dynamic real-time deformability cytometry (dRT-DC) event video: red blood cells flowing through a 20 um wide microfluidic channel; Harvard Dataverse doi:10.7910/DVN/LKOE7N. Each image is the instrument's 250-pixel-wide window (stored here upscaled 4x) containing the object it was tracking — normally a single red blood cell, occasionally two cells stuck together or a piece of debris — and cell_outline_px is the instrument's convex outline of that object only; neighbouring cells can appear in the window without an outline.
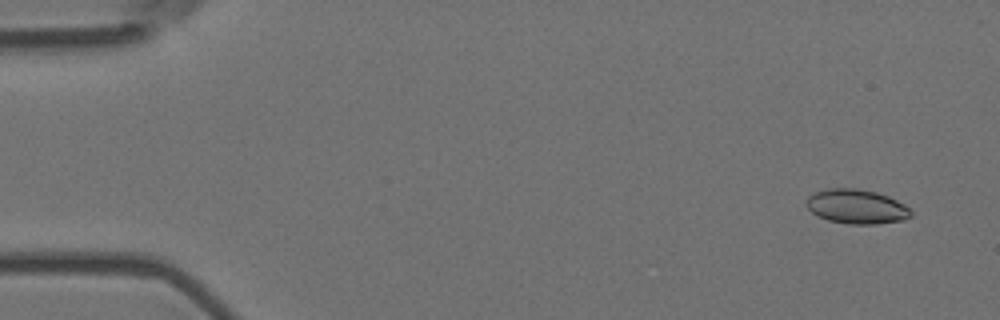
{"species": "Egyptian fruit bat (a non-hibernating species)", "species_latin": "Rousettus aegyptiacus", "temperature_condition": "room temperature", "stored_images_in_passage": 8, "camera_frame_rate_fps": 3000, "um_per_image_px": 0.085, "animal": {"sex": "female"}, "frame": {"image": 1, "passage_image": 1, "time_ms": 0.0, "image_size_px": [1000, 320], "cell_outline_px": [[912, 216], [904, 220], [876, 224], [848, 224], [828, 220], [816, 216], [804, 204], [804, 200], [812, 192], [828, 188], [856, 188], [876, 192], [888, 196], [904, 204], [912, 212]], "centroid_in_image_um": [72.76, 17.55], "position_along_channel_um": 12.2, "area_um2": 21.27}}
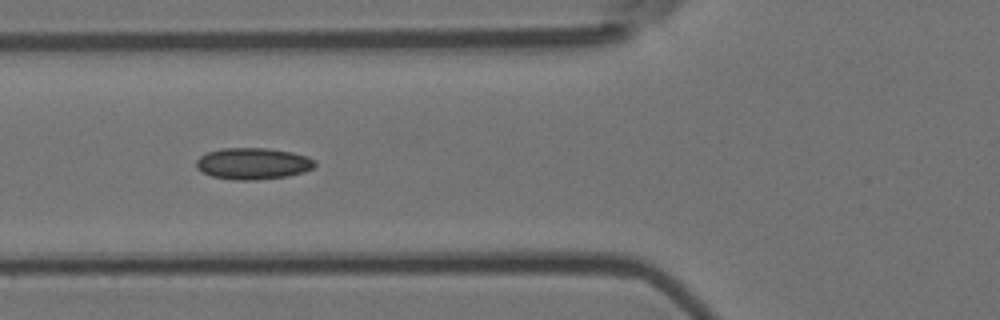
{"frame": {"image": 2, "passage_image": 6, "time_ms": 1.667, "image_size_px": [1000, 320], "cell_outline_px": [[316, 164], [312, 168], [304, 172], [288, 176], [256, 180], [236, 180], [212, 176], [196, 168], [196, 160], [200, 156], [208, 152], [220, 148], [268, 148], [292, 152], [308, 156], [316, 160]], "centroid_in_image_um": [21.52, 13.9], "position_along_channel_um": 104.3, "area_um2": 21.91}}
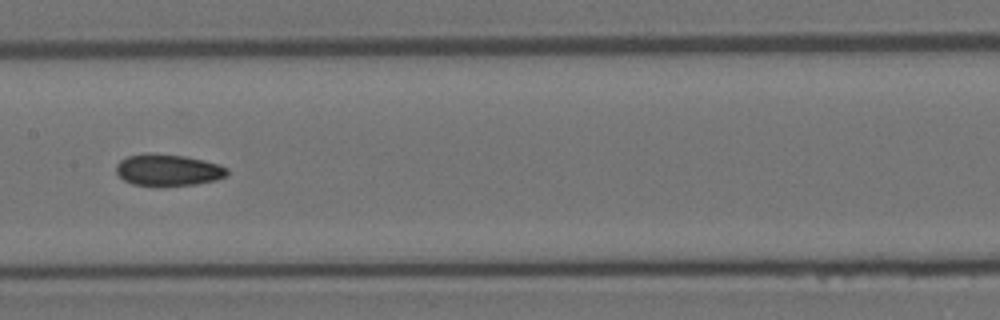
{"frame": {"image": 3, "passage_image": 8, "time_ms": 2.333, "image_size_px": [1000, 320], "cell_outline_px": [[228, 176], [216, 180], [196, 184], [160, 188], [156, 188], [132, 184], [124, 180], [116, 172], [116, 164], [120, 160], [128, 156], [148, 152], [184, 156], [204, 160], [220, 164], [228, 168]], "centroid_in_image_um": [14.29, 14.48], "position_along_channel_um": 193.1, "area_um2": 21.21}}